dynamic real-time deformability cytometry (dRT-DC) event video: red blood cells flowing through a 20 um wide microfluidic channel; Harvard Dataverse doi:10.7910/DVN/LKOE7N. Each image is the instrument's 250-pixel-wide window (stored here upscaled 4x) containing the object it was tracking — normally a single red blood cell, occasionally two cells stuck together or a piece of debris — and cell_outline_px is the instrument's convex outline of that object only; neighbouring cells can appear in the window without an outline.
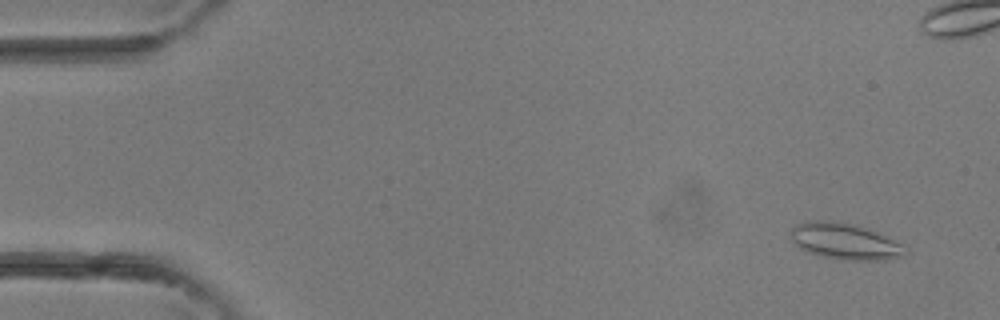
{"species": "common noctule bat (a hibernating species)", "species_latin": "Nyctalus noctula", "temperature_condition": "room temperature", "stored_images_in_passage": 4, "camera_frame_rate_fps": 3000, "um_per_image_px": 0.085, "animal": {"sex": "female"}, "frame": {"image": 1, "passage_image": 1, "time_ms": 0.0, "image_size_px": [1000, 320], "cell_outline_px": [[908, 252], [904, 256], [884, 260], [844, 260], [824, 256], [808, 252], [796, 244], [792, 240], [792, 228], [796, 224], [808, 220], [824, 220], [852, 224], [876, 232], [900, 244]], "centroid_in_image_um": [71.8, 20.52], "position_along_channel_um": 13.2, "area_um2": 23.64}}